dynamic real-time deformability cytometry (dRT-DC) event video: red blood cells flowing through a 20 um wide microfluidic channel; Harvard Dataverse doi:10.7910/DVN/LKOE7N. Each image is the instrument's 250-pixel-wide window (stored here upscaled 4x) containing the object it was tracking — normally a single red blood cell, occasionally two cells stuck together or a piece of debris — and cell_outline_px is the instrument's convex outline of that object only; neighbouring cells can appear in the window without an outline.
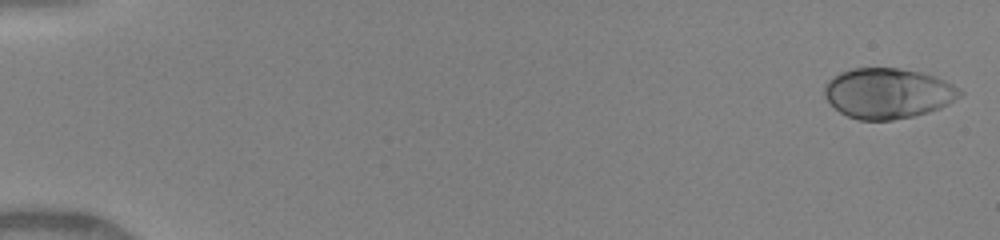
{"species": "human", "species_latin": "Homo sapiens", "temperature_condition": "warm", "stored_images_in_passage": 49, "camera_frame_rate_fps": 3000, "um_per_image_px": 0.085, "donor": {"sex": "female"}, "frame": {"image": 1, "passage_image": 1, "time_ms": 0.0, "image_size_px": [1000, 240], "cell_outline_px": [[964, 92], [960, 96], [948, 104], [940, 108], [928, 112], [912, 116], [892, 120], [860, 120], [848, 116], [840, 112], [824, 96], [824, 84], [832, 76], [840, 72], [852, 68], [900, 68], [920, 72], [944, 80], [952, 84]], "centroid_in_image_um": [75.45, 7.92], "position_along_channel_um": 9.6, "area_um2": 39.65}}
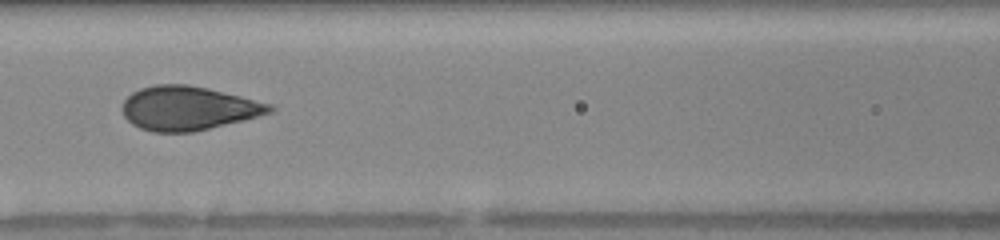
{"frame": {"image": 2, "passage_image": 23, "time_ms": 7.333, "image_size_px": [1000, 240], "cell_outline_px": [[276, 108], [272, 112], [244, 120], [192, 132], [152, 132], [140, 128], [132, 124], [124, 116], [120, 108], [124, 100], [132, 92], [140, 88], [156, 84], [188, 84], [208, 88], [272, 104]], "centroid_in_image_um": [15.97, 9.19], "position_along_channel_um": 150.6, "area_um2": 37.86}}
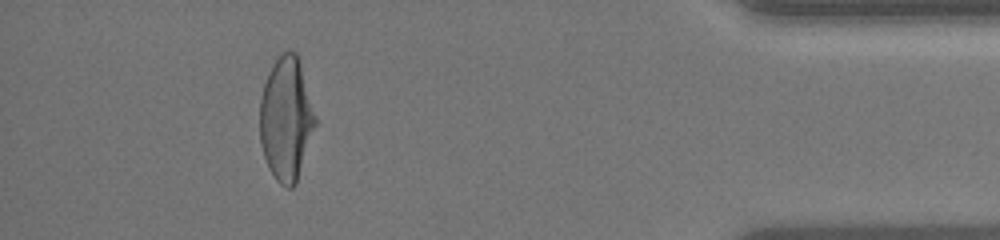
{"frame": {"image": 3, "passage_image": 45, "time_ms": 14.667, "image_size_px": [1000, 240], "cell_outline_px": [[316, 124], [296, 184], [292, 188], [288, 188], [280, 184], [276, 180], [268, 168], [260, 144], [260, 100], [264, 84], [268, 72], [276, 60], [284, 52], [296, 52], [300, 64], [316, 116]], "centroid_in_image_um": [24.31, 10.15], "position_along_channel_um": 410.9, "area_um2": 39.59}, "authors_computed_cell_mechanics": {"area_um2": 38.4948, "velocity_mm_per_s": 4.1386, "shape_relaxation_time_tau1_ms": 4.5417, "shape_relaxation_time_tau2_ms": null, "deformation_change_tau1": 0.2114, "deformation_change_tau2": null}}